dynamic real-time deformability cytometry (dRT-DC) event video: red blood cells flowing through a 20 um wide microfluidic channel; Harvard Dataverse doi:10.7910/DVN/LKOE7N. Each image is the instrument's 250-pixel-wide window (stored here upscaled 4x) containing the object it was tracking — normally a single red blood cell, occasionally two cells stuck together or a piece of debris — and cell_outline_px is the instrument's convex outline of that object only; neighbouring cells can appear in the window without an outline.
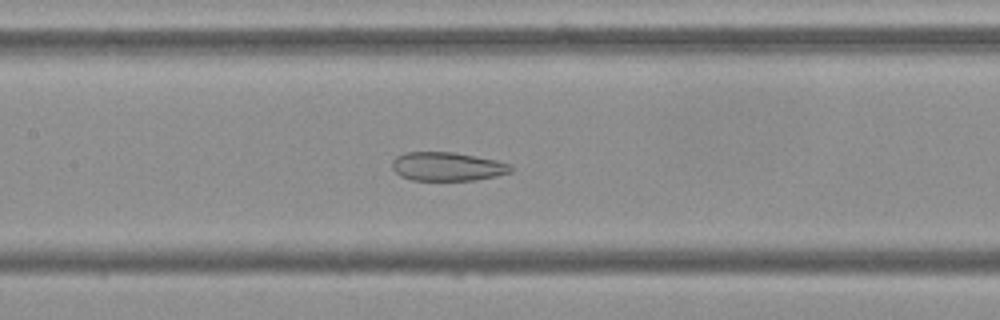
{"species": "Egyptian fruit bat (a non-hibernating species)", "species_latin": "Rousettus aegyptiacus", "temperature_condition": "cold", "stored_images_in_passage": 54, "camera_frame_rate_fps": 3000, "um_per_image_px": 0.085, "frame": {"image": 1, "passage_image": 25, "time_ms": 8.0, "image_size_px": [1000, 320], "cell_outline_px": [[516, 168], [512, 172], [496, 176], [476, 180], [412, 180], [400, 176], [392, 168], [392, 160], [396, 156], [404, 152], [452, 152], [476, 156], [496, 160], [512, 164]], "centroid_in_image_um": [38.06, 14.15], "position_along_channel_um": 169.3, "area_um2": 20.11}}
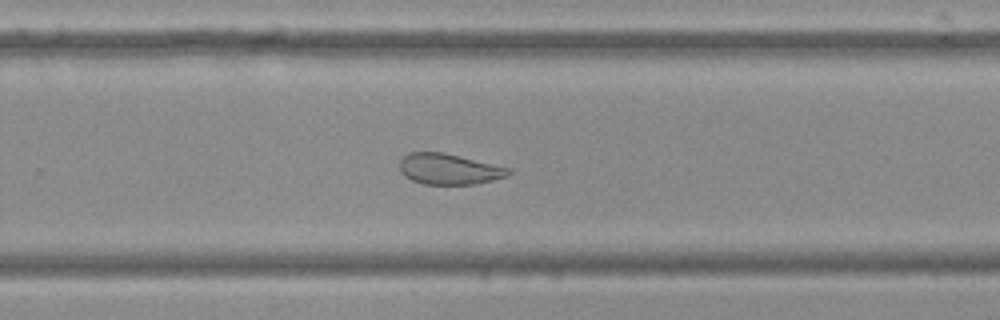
{"frame": {"image": 2, "passage_image": 35, "time_ms": 11.333, "image_size_px": [1000, 320], "cell_outline_px": [[512, 172], [508, 176], [476, 184], [424, 184], [412, 180], [404, 176], [400, 172], [400, 160], [408, 152], [444, 152], [512, 168]], "centroid_in_image_um": [38.19, 14.36], "position_along_channel_um": 291.6, "area_um2": 19.71}}
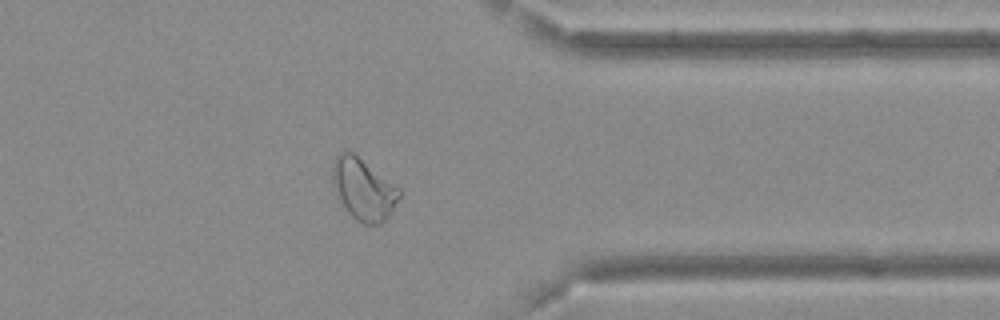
{"frame": {"image": 3, "passage_image": 43, "time_ms": 14.0, "image_size_px": [1000, 320], "cell_outline_px": [[400, 196], [392, 212], [380, 224], [364, 224], [356, 220], [348, 212], [336, 196], [332, 180], [332, 168], [336, 156], [344, 148], [352, 152], [400, 188]], "centroid_in_image_um": [30.87, 16.08], "position_along_channel_um": 380.5, "area_um2": 23.93}, "authors_computed_cell_mechanics": {"area_um2": 25.9522, "velocity_mm_per_s": 3.6802, "shape_relaxation_time_tau1_ms": null, "shape_relaxation_time_tau2_ms": 2.0177, "deformation_change_tau1": null, "deformation_change_tau2": 0.0782}}